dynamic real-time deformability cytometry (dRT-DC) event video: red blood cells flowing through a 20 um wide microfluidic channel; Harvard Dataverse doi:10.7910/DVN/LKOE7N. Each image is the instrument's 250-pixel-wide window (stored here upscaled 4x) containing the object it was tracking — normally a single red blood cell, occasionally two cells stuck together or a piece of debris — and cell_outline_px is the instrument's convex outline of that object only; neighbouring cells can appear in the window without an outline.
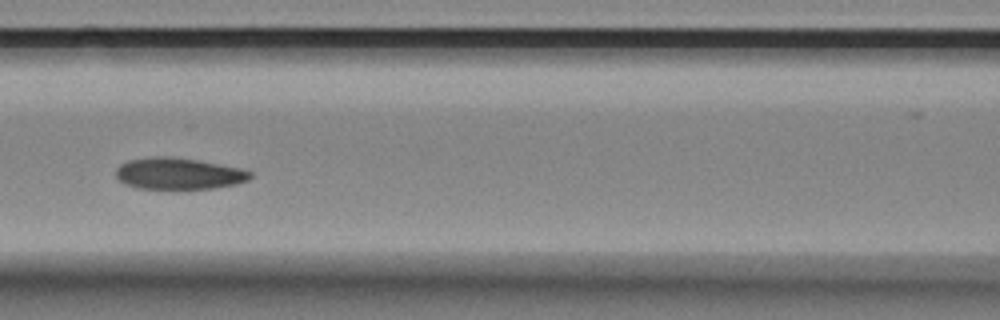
{"species": "Egyptian fruit bat (a non-hibernating species)", "species_latin": "Rousettus aegyptiacus", "temperature_condition": "room temperature", "stored_images_in_passage": 10, "camera_frame_rate_fps": 3000, "um_per_image_px": 0.085, "animal": {"sex": "female"}, "frame": {"image": 1, "passage_image": 6, "time_ms": 5.667, "image_size_px": [1000, 320], "cell_outline_px": [[252, 176], [248, 180], [236, 184], [212, 188], [136, 188], [124, 184], [116, 176], [116, 168], [120, 164], [128, 160], [156, 156], [172, 156], [220, 164], [240, 168], [252, 172]], "centroid_in_image_um": [15.17, 14.74], "position_along_channel_um": 151.4, "area_um2": 24.57}}
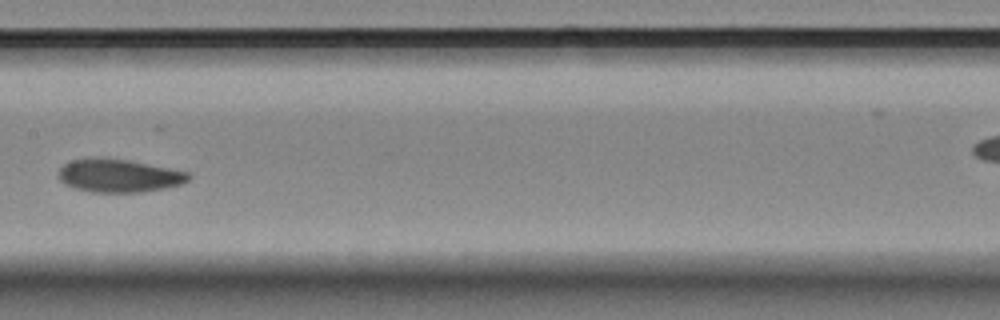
{"frame": {"image": 2, "passage_image": 7, "time_ms": 7.0, "image_size_px": [1000, 320], "cell_outline_px": [[192, 176], [188, 180], [180, 184], [140, 192], [92, 192], [72, 188], [64, 184], [56, 176], [56, 172], [64, 164], [72, 160], [92, 156], [104, 156], [128, 160], [188, 172]], "centroid_in_image_um": [10.0, 14.91], "position_along_channel_um": 197.4, "area_um2": 25.37}}
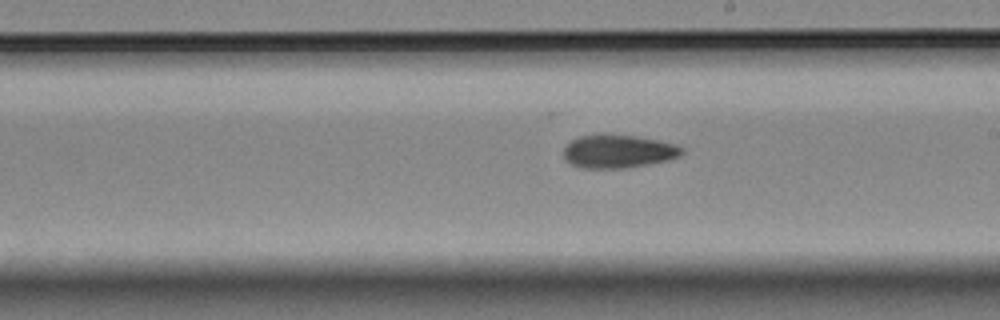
{"frame": {"image": 3, "passage_image": 9, "time_ms": 10.333, "image_size_px": [1000, 320], "cell_outline_px": [[684, 152], [680, 156], [668, 160], [648, 164], [624, 168], [584, 168], [572, 164], [564, 156], [564, 148], [572, 140], [580, 136], [604, 132], [636, 136], [676, 144], [684, 148]], "centroid_in_image_um": [52.57, 12.84], "position_along_channel_um": 236.4, "area_um2": 23.12}}